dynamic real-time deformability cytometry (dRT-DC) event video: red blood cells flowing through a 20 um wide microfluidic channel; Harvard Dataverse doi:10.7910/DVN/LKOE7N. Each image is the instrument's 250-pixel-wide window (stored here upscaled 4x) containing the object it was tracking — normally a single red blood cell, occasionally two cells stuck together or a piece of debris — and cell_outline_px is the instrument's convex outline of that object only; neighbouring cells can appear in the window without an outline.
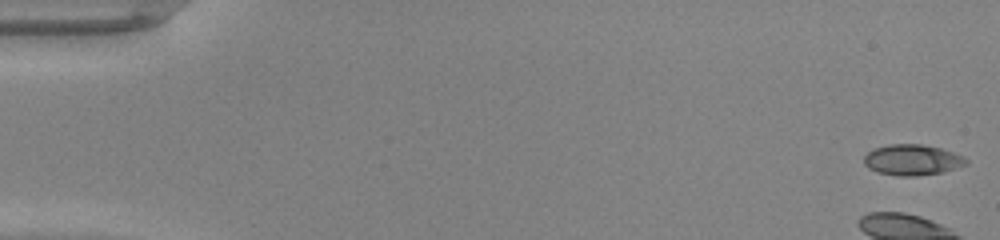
{"species": "common noctule bat (a hibernating species)", "species_latin": "Nyctalus noctula", "temperature_condition": "warm", "stored_images_in_passage": 47, "camera_frame_rate_fps": 3000, "um_per_image_px": 0.085, "animal": {"sex": "male", "body_mass_g": 20.0, "forearm_length_mm": 53.3}, "frame": {"image": 1, "passage_image": 1, "time_ms": 0.0, "image_size_px": [1000, 240], "cell_outline_px": [[968, 164], [944, 172], [916, 176], [896, 176], [876, 172], [868, 168], [864, 164], [864, 156], [868, 152], [876, 148], [888, 144], [920, 144], [940, 148], [964, 156], [968, 160]], "centroid_in_image_um": [77.55, 13.6], "position_along_channel_um": 7.5, "area_um2": 18.44}}